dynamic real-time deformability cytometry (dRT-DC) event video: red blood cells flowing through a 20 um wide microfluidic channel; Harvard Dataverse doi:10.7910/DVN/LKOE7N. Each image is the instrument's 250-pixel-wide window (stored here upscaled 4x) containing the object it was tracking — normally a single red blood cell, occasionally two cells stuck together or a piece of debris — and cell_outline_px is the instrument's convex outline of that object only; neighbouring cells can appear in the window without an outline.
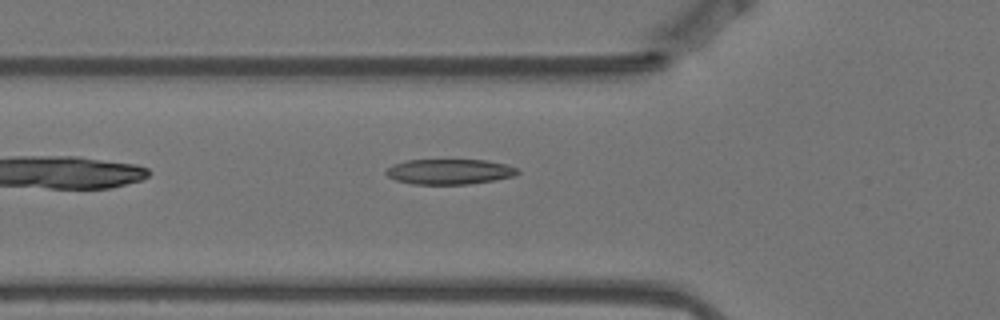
{"species": "Egyptian fruit bat (a non-hibernating species)", "species_latin": "Rousettus aegyptiacus", "temperature_condition": "warm", "stored_images_in_passage": 42, "camera_frame_rate_fps": 3000, "um_per_image_px": 0.085, "animal": {"sex": "female"}, "frame": {"image": 1, "passage_image": 4, "time_ms": 1.0, "image_size_px": [1000, 320], "cell_outline_px": [[520, 172], [516, 176], [496, 180], [468, 184], [412, 184], [396, 180], [388, 176], [384, 172], [392, 164], [408, 160], [484, 160], [504, 164], [516, 168]], "centroid_in_image_um": [38.2, 14.59], "position_along_channel_um": 87.6, "area_um2": 19.36}}
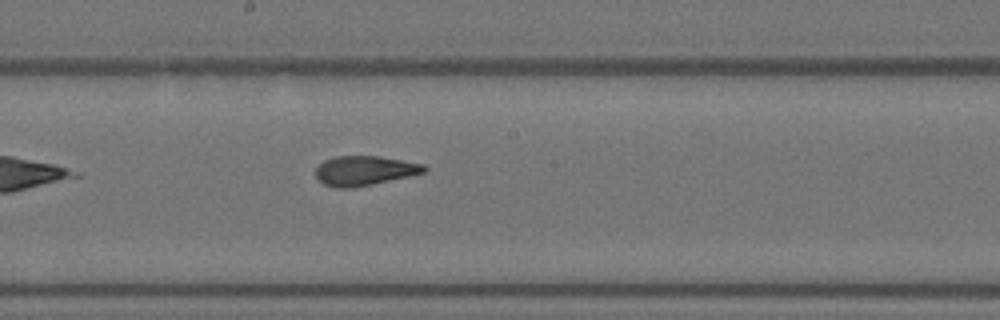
{"frame": {"image": 2, "passage_image": 15, "time_ms": 4.667, "image_size_px": [1000, 320], "cell_outline_px": [[428, 168], [424, 172], [408, 176], [372, 184], [352, 188], [336, 188], [324, 184], [316, 176], [316, 168], [324, 160], [336, 156], [380, 156], [424, 164]], "centroid_in_image_um": [30.97, 14.5], "position_along_channel_um": 217.2, "area_um2": 18.55}}
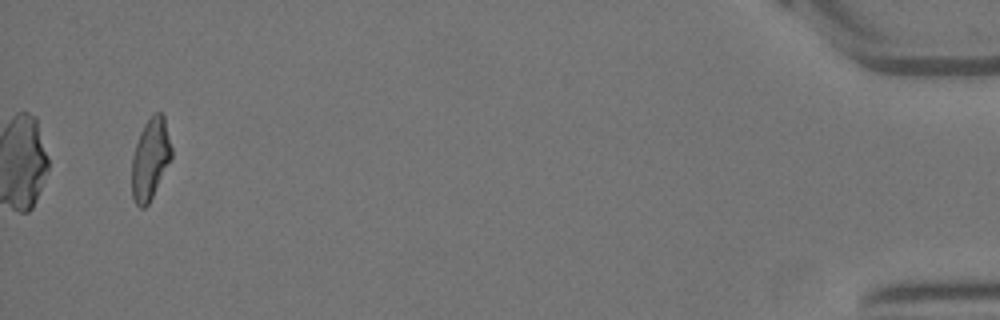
{"frame": {"image": 3, "passage_image": 40, "time_ms": 13.0, "image_size_px": [1000, 320], "cell_outline_px": [[172, 156], [148, 204], [144, 208], [140, 208], [136, 204], [132, 196], [132, 156], [140, 132], [144, 124], [156, 112], [160, 112], [164, 116], [172, 148]], "centroid_in_image_um": [12.77, 13.51], "position_along_channel_um": 422.4, "area_um2": 18.5}, "authors_computed_cell_mechanics": {"area_um2": 18.8139, "velocity_mm_per_s": 3.5122, "shape_relaxation_time_tau1_ms": 6.9319, "shape_relaxation_time_tau2_ms": 2.0311, "deformation_change_tau1": 0.2074, "deformation_change_tau2": 0.1052}}